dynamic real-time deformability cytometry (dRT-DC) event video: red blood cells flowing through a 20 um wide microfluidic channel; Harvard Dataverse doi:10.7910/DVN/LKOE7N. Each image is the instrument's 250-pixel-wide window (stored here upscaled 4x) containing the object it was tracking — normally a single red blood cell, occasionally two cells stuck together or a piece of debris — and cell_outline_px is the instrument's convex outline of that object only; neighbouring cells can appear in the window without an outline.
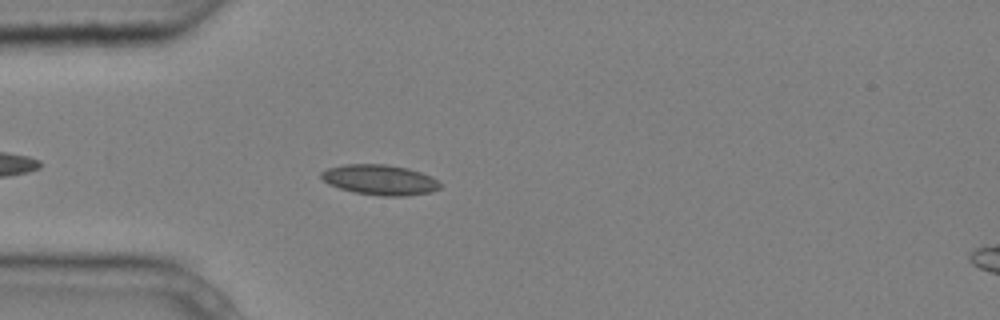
{"species": "common noctule bat (a hibernating species)", "species_latin": "Nyctalus noctula", "temperature_condition": "cold", "stored_images_in_passage": 6, "camera_frame_rate_fps": 3000, "um_per_image_px": 0.085, "animal": {"sex": "male", "body_mass_g": 20.4}, "frame": {"image": 1, "passage_image": 5, "time_ms": 1.333, "image_size_px": [1000, 320], "cell_outline_px": [[440, 188], [428, 192], [404, 196], [380, 196], [356, 192], [340, 188], [328, 184], [320, 176], [320, 172], [328, 168], [344, 164], [384, 164], [408, 168], [432, 176], [440, 184]], "centroid_in_image_um": [32.27, 15.27], "position_along_channel_um": 52.7, "area_um2": 20.81}}